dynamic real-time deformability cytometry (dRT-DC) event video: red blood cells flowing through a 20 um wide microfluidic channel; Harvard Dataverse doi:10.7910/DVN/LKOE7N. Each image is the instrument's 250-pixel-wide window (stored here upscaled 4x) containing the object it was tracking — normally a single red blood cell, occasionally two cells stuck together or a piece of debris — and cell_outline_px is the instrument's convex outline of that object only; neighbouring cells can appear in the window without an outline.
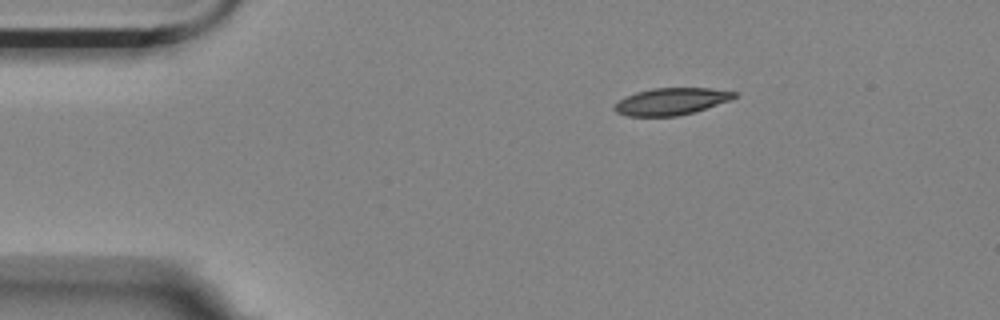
{"species": "Egyptian fruit bat (a non-hibernating species)", "species_latin": "Rousettus aegyptiacus", "temperature_condition": "room temperature", "stored_images_in_passage": 3, "camera_frame_rate_fps": 3000, "um_per_image_px": 0.085, "animal": {"sex": "female"}, "frame": {"image": 1, "passage_image": 1, "time_ms": 0.0, "image_size_px": [1000, 320], "cell_outline_px": [[736, 96], [728, 100], [692, 112], [676, 116], [628, 116], [616, 112], [612, 108], [624, 96], [636, 92], [652, 88], [712, 88], [736, 92]], "centroid_in_image_um": [56.99, 8.61], "position_along_channel_um": 28.0, "area_um2": 18.55}}